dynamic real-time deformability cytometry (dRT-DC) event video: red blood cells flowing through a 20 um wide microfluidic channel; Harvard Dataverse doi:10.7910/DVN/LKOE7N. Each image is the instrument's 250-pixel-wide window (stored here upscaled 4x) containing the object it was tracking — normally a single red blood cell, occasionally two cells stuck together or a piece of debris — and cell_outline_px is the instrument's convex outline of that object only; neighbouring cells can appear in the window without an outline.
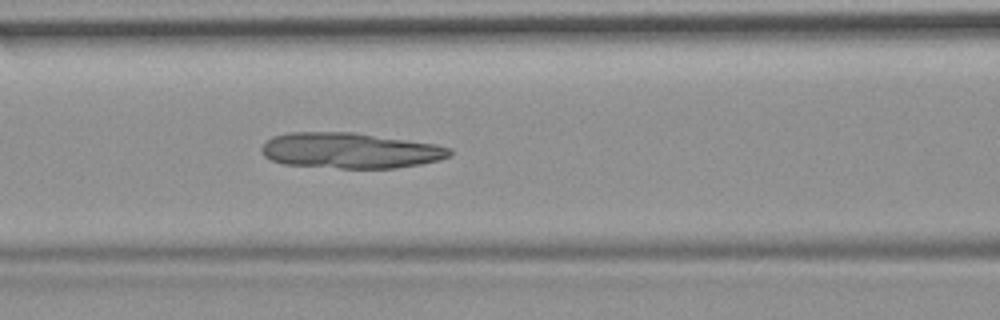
{"species": "common noctule bat (a hibernating species)", "species_latin": "Nyctalus noctula", "temperature_condition": "room temperature", "stored_images_in_passage": 50, "camera_frame_rate_fps": 3000, "um_per_image_px": 0.085, "animal": {"sex": "female", "body_mass_g": 19.9}, "frame": {"image": 1, "passage_image": 19, "time_ms": 6.0, "image_size_px": [1000, 320], "cell_outline_px": [[452, 156], [440, 160], [420, 164], [396, 168], [340, 168], [284, 164], [272, 160], [264, 156], [260, 152], [260, 148], [272, 136], [288, 132], [352, 132], [436, 144], [452, 148]], "centroid_in_image_um": [29.77, 12.79], "position_along_channel_um": 136.8, "area_um2": 39.19}}
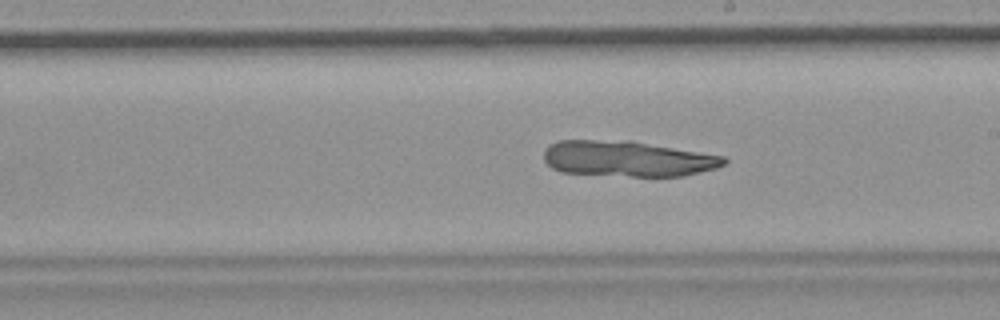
{"frame": {"image": 2, "passage_image": 27, "time_ms": 8.667, "image_size_px": [1000, 320], "cell_outline_px": [[728, 160], [724, 164], [716, 168], [684, 176], [632, 176], [560, 172], [552, 168], [544, 160], [544, 152], [548, 144], [560, 140], [628, 140], [724, 156]], "centroid_in_image_um": [53.31, 13.49], "position_along_channel_um": 235.7, "area_um2": 37.4}}
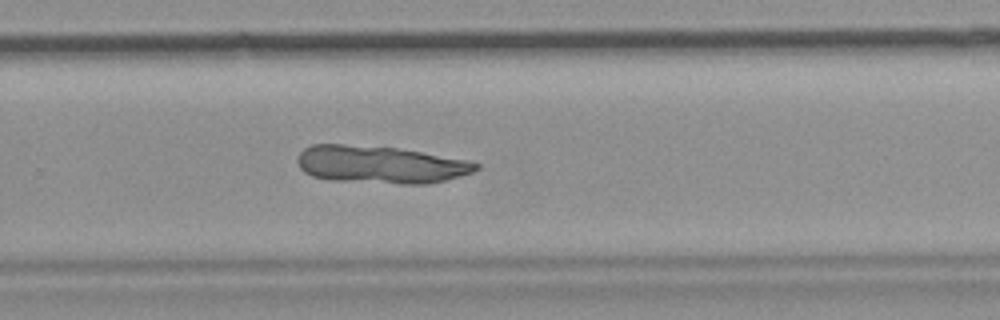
{"frame": {"image": 3, "passage_image": 32, "time_ms": 10.333, "image_size_px": [1000, 320], "cell_outline_px": [[480, 168], [472, 172], [460, 176], [428, 184], [400, 184], [328, 180], [312, 176], [304, 172], [300, 168], [296, 160], [300, 152], [304, 148], [312, 144], [344, 144], [396, 148], [468, 160], [480, 164]], "centroid_in_image_um": [32.29, 14.0], "position_along_channel_um": 297.5, "area_um2": 39.13}}